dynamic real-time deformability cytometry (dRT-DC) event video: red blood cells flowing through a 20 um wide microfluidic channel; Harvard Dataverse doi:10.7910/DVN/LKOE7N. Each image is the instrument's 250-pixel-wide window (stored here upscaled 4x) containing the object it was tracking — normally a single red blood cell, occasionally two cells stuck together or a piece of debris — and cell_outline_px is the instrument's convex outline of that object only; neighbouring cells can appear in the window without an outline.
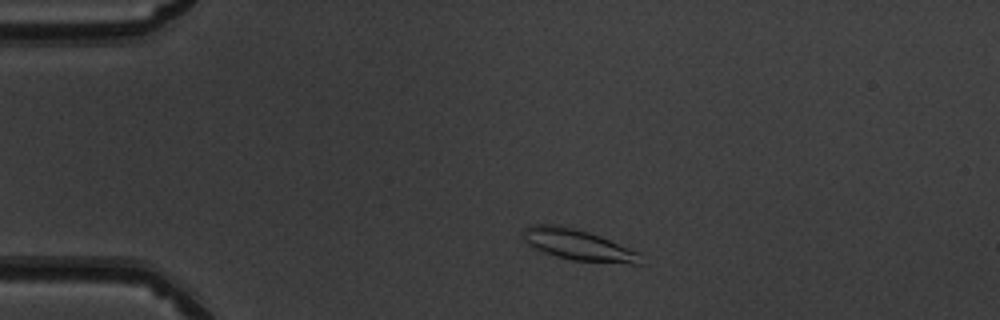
{"species": "common noctule bat (a hibernating species)", "species_latin": "Nyctalus noctula", "temperature_condition": "warm", "stored_images_in_passage": 46, "camera_frame_rate_fps": 3000, "um_per_image_px": 0.085, "animal": {"sex": "male", "body_mass_g": 19.5, "forearm_length_mm": 54.6}, "frame": {"image": 1, "passage_image": 6, "time_ms": 1.667, "image_size_px": [1000, 320], "cell_outline_px": [[644, 264], [632, 264], [572, 260], [556, 256], [544, 252], [528, 244], [524, 240], [524, 228], [532, 224], [556, 224], [588, 232], [600, 236], [640, 252]], "centroid_in_image_um": [49.19, 20.82], "position_along_channel_um": 35.8, "area_um2": 21.1}}
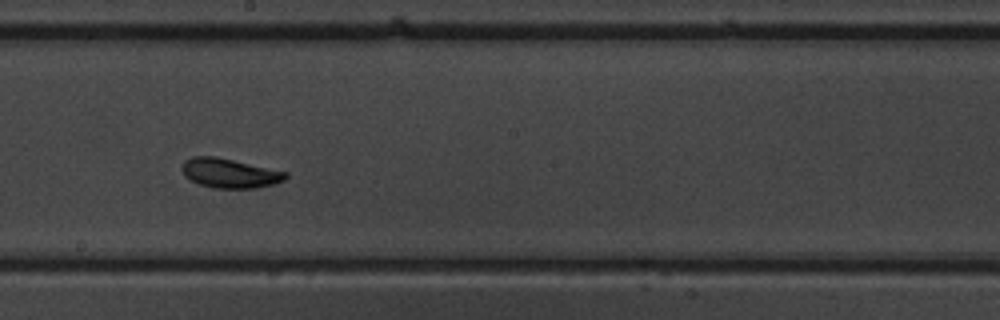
{"frame": {"image": 2, "passage_image": 24, "time_ms": 7.667, "image_size_px": [1000, 320], "cell_outline_px": [[288, 176], [284, 180], [276, 184], [256, 188], [212, 188], [200, 184], [184, 176], [180, 168], [184, 160], [192, 156], [216, 156], [288, 172]], "centroid_in_image_um": [19.52, 14.71], "position_along_channel_um": 228.7, "area_um2": 17.98}}
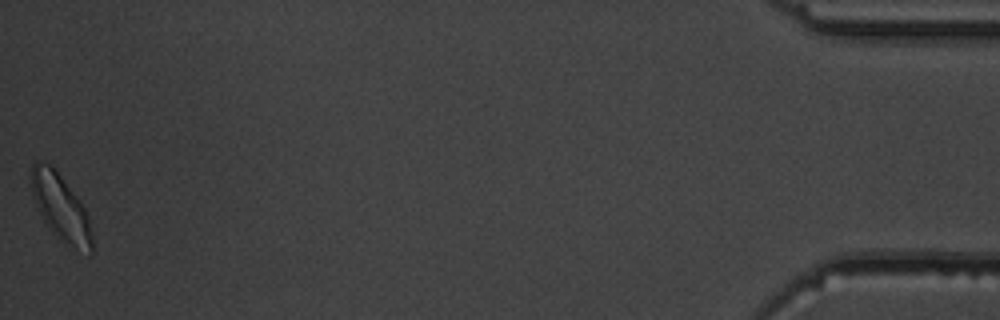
{"frame": {"image": 3, "passage_image": 46, "time_ms": 15.0, "image_size_px": [1000, 320], "cell_outline_px": [[92, 252], [88, 256], [60, 240], [52, 232], [44, 220], [32, 196], [28, 184], [28, 176], [32, 164], [36, 160], [40, 160], [48, 164], [60, 176], [80, 200], [88, 216], [92, 236]], "centroid_in_image_um": [5.12, 17.63], "position_along_channel_um": 430.1, "area_um2": 23.7}, "authors_computed_cell_mechanics": {"area_um2": 18.0625, "velocity_mm_per_s": 3.9807, "shape_relaxation_time_tau1_ms": 1.7189, "shape_relaxation_time_tau2_ms": null, "deformation_change_tau1": 0.0795, "deformation_change_tau2": null}}